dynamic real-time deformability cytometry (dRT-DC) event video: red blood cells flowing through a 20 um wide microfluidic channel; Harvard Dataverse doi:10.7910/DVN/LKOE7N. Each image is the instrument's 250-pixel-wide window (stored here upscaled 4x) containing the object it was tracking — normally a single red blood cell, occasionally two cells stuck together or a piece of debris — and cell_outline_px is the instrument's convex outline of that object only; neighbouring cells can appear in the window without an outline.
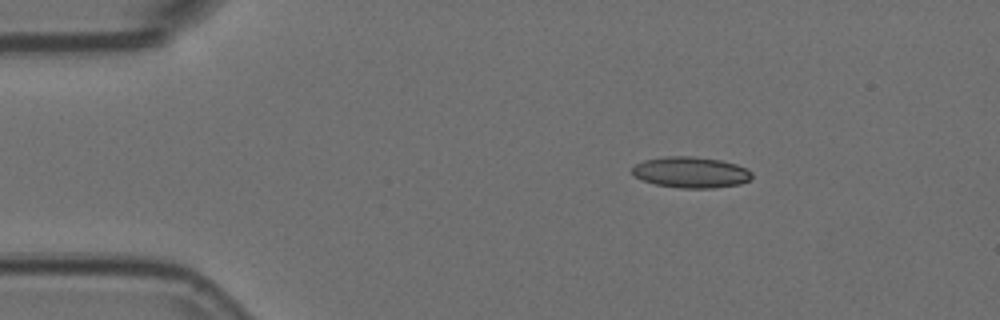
{"species": "Egyptian fruit bat (a non-hibernating species)", "species_latin": "Rousettus aegyptiacus", "temperature_condition": "room temperature", "stored_images_in_passage": 3, "camera_frame_rate_fps": 3000, "um_per_image_px": 0.085, "animal": {"sex": "female"}, "frame": {"image": 1, "passage_image": 1, "time_ms": 0.0, "image_size_px": [1000, 320], "cell_outline_px": [[752, 176], [748, 180], [740, 184], [716, 188], [680, 188], [656, 184], [644, 180], [636, 176], [632, 172], [632, 168], [636, 164], [644, 160], [664, 156], [692, 156], [720, 160], [736, 164], [748, 168], [752, 172]], "centroid_in_image_um": [58.75, 14.64], "position_along_channel_um": 26.2, "area_um2": 21.62}}
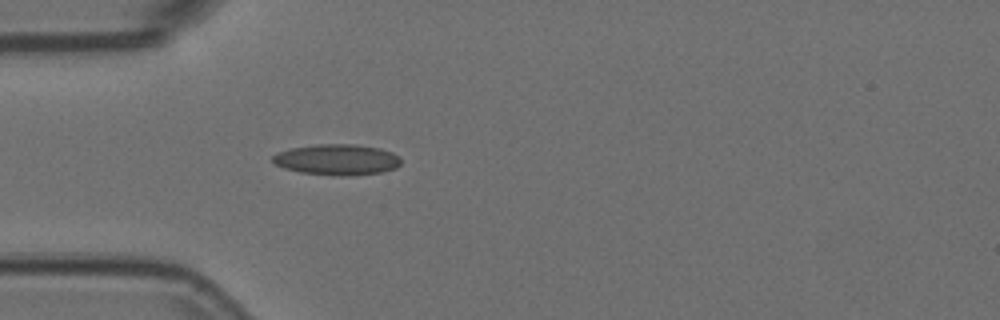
{"frame": {"image": 2, "passage_image": 3, "time_ms": 0.667, "image_size_px": [1000, 320], "cell_outline_px": [[400, 164], [396, 168], [380, 172], [348, 176], [344, 176], [300, 172], [284, 168], [276, 164], [272, 160], [272, 156], [276, 152], [288, 148], [316, 144], [356, 144], [380, 148], [392, 152], [400, 156]], "centroid_in_image_um": [28.64, 13.55], "position_along_channel_um": 56.4, "area_um2": 23.18}}